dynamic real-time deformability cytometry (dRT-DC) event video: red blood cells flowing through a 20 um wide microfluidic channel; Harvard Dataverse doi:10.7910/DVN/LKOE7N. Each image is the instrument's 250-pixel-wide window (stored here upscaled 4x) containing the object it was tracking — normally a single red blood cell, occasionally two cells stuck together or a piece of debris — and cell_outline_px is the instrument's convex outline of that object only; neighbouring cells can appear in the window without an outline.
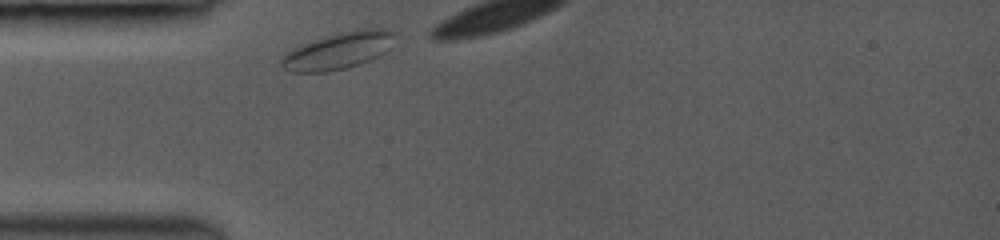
{"species": "common noctule bat (a hibernating species)", "species_latin": "Nyctalus noctula", "temperature_condition": "room temperature", "stored_images_in_passage": 8, "camera_frame_rate_fps": 3500, "um_per_image_px": 0.085, "animal": {"sex": "female", "body_mass_g": 19.0, "forearm_length_mm": 53.3}, "frame": {"image": 1, "passage_image": 1, "time_ms": 0.0, "image_size_px": [1000, 240], "cell_outline_px": [[392, 36], [388, 48], [384, 52], [368, 60], [344, 68], [324, 72], [292, 72], [284, 68], [280, 64], [280, 56], [292, 48], [312, 40], [340, 32], [364, 28], [388, 28], [392, 32]], "centroid_in_image_um": [28.66, 4.3], "position_along_channel_um": 56.3, "area_um2": 23.87}}
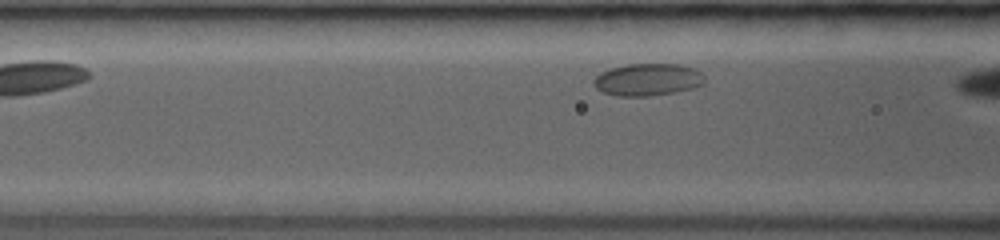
{"frame": {"image": 2, "passage_image": 7, "time_ms": 1.714, "image_size_px": [1000, 240], "cell_outline_px": [[704, 84], [692, 88], [672, 92], [648, 96], [620, 96], [604, 92], [596, 88], [592, 84], [592, 80], [600, 72], [608, 68], [628, 64], [680, 64], [692, 68], [700, 72], [704, 76]], "centroid_in_image_um": [55.01, 6.75], "position_along_channel_um": 111.6, "area_um2": 20.81}}